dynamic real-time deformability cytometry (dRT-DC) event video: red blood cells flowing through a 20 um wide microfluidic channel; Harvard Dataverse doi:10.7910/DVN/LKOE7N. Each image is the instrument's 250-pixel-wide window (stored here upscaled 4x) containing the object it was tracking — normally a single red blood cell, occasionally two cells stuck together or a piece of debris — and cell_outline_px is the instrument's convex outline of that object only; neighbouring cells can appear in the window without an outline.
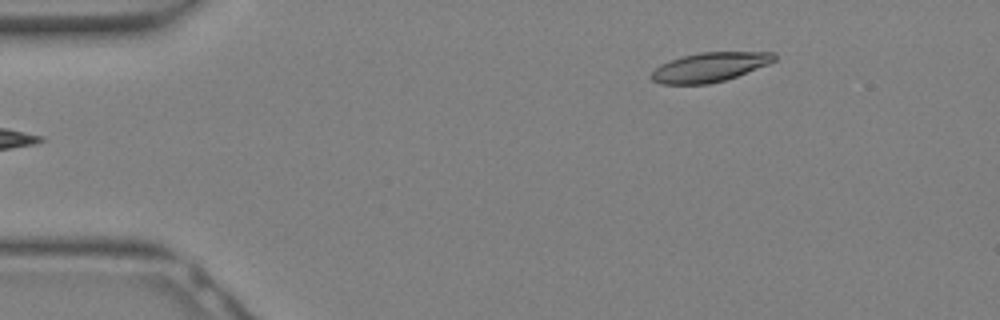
{"species": "Egyptian fruit bat (a non-hibernating species)", "species_latin": "Rousettus aegyptiacus", "temperature_condition": "warm", "stored_images_in_passage": 5, "camera_frame_rate_fps": 3000, "um_per_image_px": 0.085, "animal": {"sex": "female"}, "frame": {"image": 1, "passage_image": 1, "time_ms": 0.0, "image_size_px": [1000, 320], "cell_outline_px": [[776, 60], [768, 64], [736, 76], [724, 80], [708, 84], [660, 84], [652, 80], [652, 72], [660, 64], [684, 56], [700, 52], [776, 52]], "centroid_in_image_um": [60.34, 5.7], "position_along_channel_um": 24.7, "area_um2": 20.75}}